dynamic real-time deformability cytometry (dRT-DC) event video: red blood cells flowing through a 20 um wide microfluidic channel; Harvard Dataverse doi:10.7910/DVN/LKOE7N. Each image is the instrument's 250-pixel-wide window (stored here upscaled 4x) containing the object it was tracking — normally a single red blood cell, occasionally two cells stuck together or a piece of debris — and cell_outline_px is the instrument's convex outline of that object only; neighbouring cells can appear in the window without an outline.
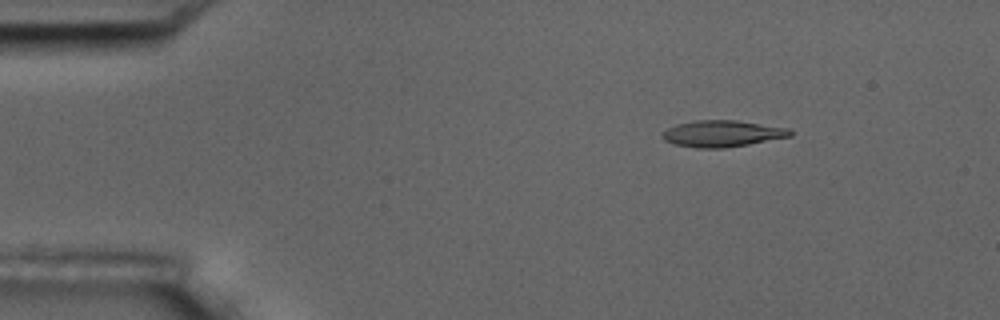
{"species": "common noctule bat (a hibernating species)", "species_latin": "Nyctalus noctula", "temperature_condition": "room temperature", "stored_images_in_passage": 49, "camera_frame_rate_fps": 3000, "um_per_image_px": 0.085, "animal": {"sex": "male", "body_mass_g": 17.5, "forearm_length_mm": 52.3}, "frame": {"image": 1, "passage_image": 1, "time_ms": 0.0, "image_size_px": [1000, 320], "cell_outline_px": [[792, 136], [748, 144], [724, 148], [696, 148], [676, 144], [664, 140], [660, 136], [668, 128], [676, 124], [696, 120], [736, 120], [792, 128]], "centroid_in_image_um": [61.42, 11.35], "position_along_channel_um": 23.6, "area_um2": 19.77}}
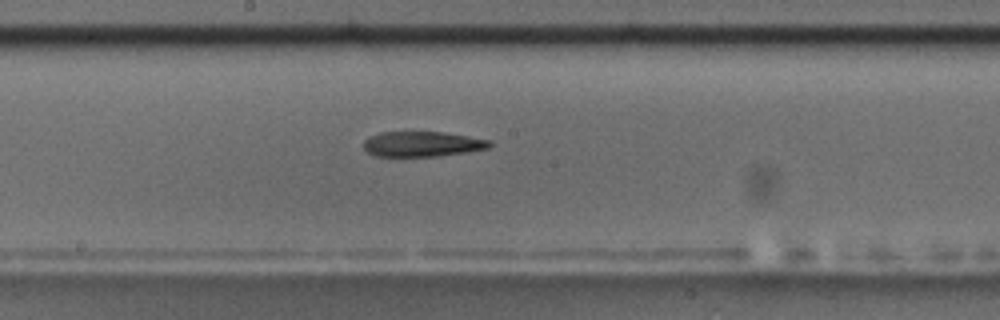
{"frame": {"image": 2, "passage_image": 23, "time_ms": 7.333, "image_size_px": [1000, 320], "cell_outline_px": [[492, 144], [488, 148], [468, 152], [440, 156], [376, 156], [368, 152], [364, 148], [364, 140], [368, 136], [380, 132], [440, 132], [468, 136], [492, 140]], "centroid_in_image_um": [35.9, 12.24], "position_along_channel_um": 212.3, "area_um2": 18.55}}
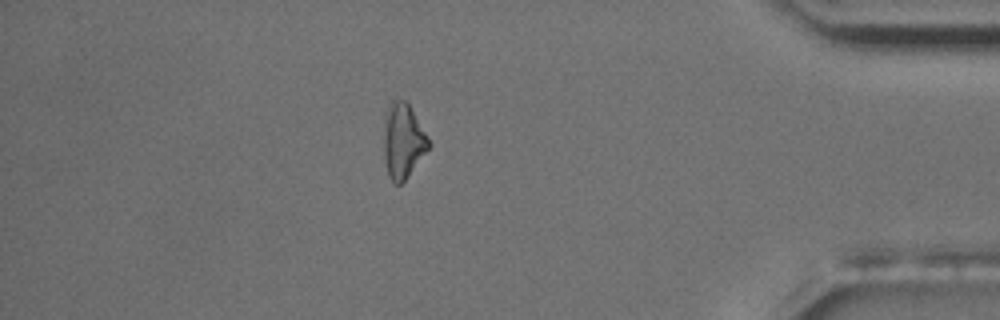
{"frame": {"image": 3, "passage_image": 42, "time_ms": 13.667, "image_size_px": [1000, 320], "cell_outline_px": [[432, 144], [404, 180], [400, 184], [396, 184], [388, 176], [384, 160], [384, 112], [388, 104], [392, 100], [404, 100], [408, 104]], "centroid_in_image_um": [34.22, 11.95], "position_along_channel_um": 401.0, "area_um2": 19.42}}